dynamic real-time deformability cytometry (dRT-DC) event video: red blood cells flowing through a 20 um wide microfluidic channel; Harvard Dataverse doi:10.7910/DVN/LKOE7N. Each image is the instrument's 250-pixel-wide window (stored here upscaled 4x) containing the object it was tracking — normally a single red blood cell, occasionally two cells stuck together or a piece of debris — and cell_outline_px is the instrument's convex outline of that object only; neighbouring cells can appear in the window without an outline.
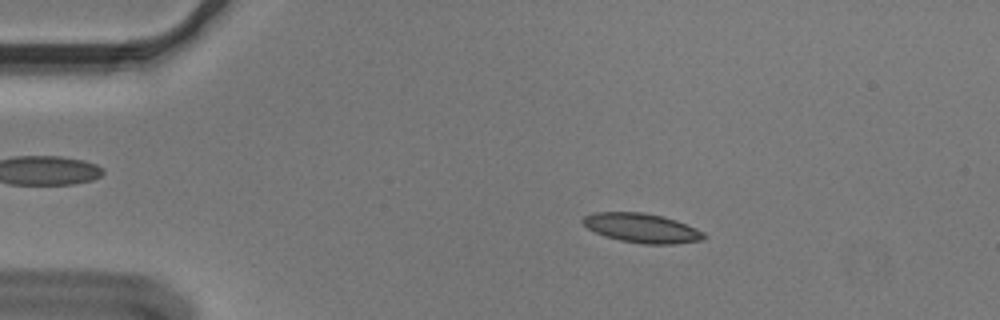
{"species": "Egyptian fruit bat (a non-hibernating species)", "species_latin": "Rousettus aegyptiacus", "temperature_condition": "cold", "stored_images_in_passage": 55, "camera_frame_rate_fps": 3000, "um_per_image_px": 0.085, "animal": {"sex": "male"}, "frame": {"image": 1, "passage_image": 10, "time_ms": 3.0, "image_size_px": [1000, 320], "cell_outline_px": [[708, 236], [704, 240], [672, 244], [644, 244], [620, 240], [604, 236], [588, 228], [580, 220], [584, 216], [592, 212], [644, 212], [664, 216], [676, 220], [696, 228], [704, 232]], "centroid_in_image_um": [54.57, 19.38], "position_along_channel_um": 30.4, "area_um2": 20.87}}
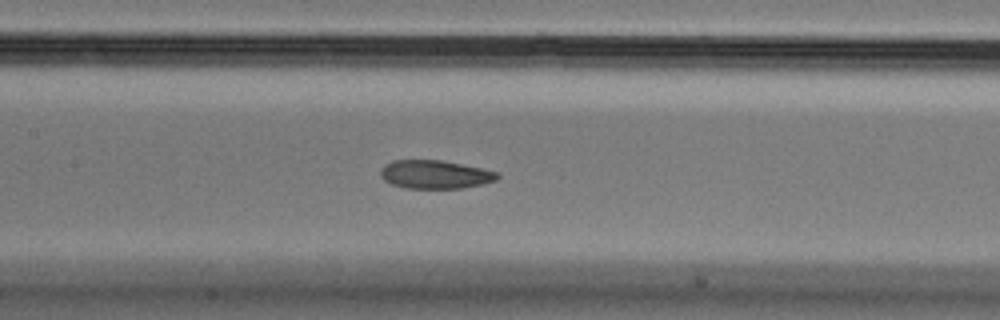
{"frame": {"image": 2, "passage_image": 26, "time_ms": 8.333, "image_size_px": [1000, 320], "cell_outline_px": [[500, 176], [496, 180], [484, 184], [460, 188], [404, 188], [392, 184], [384, 180], [380, 176], [380, 168], [384, 164], [392, 160], [444, 160], [484, 168], [500, 172]], "centroid_in_image_um": [37.0, 14.81], "position_along_channel_um": 170.4, "area_um2": 19.71}}
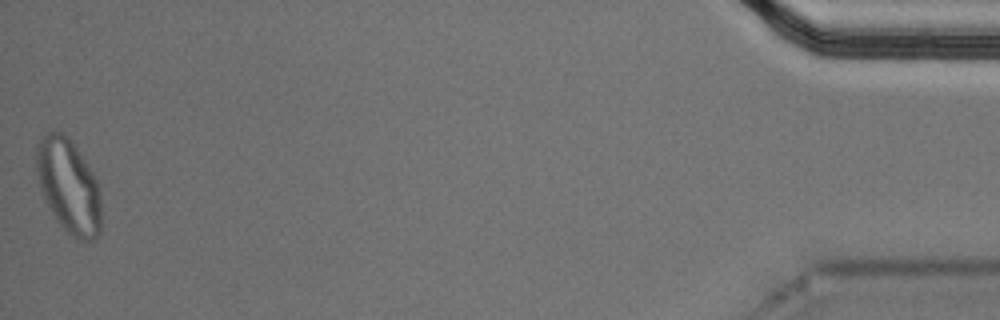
{"frame": {"image": 3, "passage_image": 55, "time_ms": 18.0, "image_size_px": [1000, 320], "cell_outline_px": [[100, 232], [92, 240], [80, 240], [72, 236], [56, 220], [44, 200], [40, 188], [36, 168], [36, 144], [40, 136], [48, 132], [64, 132], [76, 144], [92, 172], [100, 188]], "centroid_in_image_um": [5.82, 15.76], "position_along_channel_um": 429.4, "area_um2": 35.84}, "authors_computed_cell_mechanics": {"area_um2": 20.4612, "velocity_mm_per_s": 3.6184, "shape_relaxation_time_tau1_ms": 8.0646, "shape_relaxation_time_tau2_ms": 2.3282, "deformation_change_tau1": 0.1706, "deformation_change_tau2": 0.0665}}